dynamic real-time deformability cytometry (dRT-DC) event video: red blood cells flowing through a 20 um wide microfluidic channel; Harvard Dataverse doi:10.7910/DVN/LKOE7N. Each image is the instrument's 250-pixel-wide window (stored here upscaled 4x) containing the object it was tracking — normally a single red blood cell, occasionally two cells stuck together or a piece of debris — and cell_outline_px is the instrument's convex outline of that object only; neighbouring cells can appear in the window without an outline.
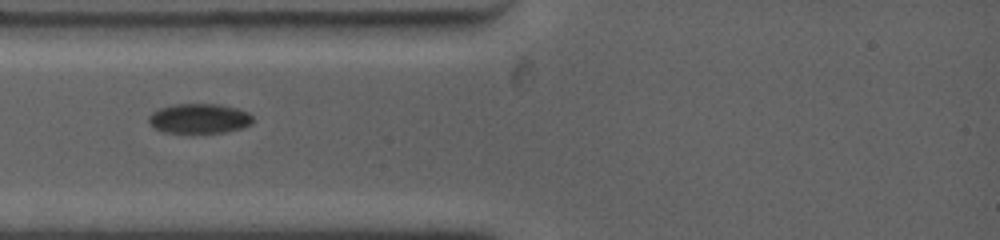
{"species": "common noctule bat (a hibernating species)", "species_latin": "Nyctalus noctula", "temperature_condition": "warm", "stored_images_in_passage": 49, "camera_frame_rate_fps": 4500, "um_per_image_px": 0.085, "animal": {"sex": "female", "body_mass_g": 19.0, "forearm_length_mm": 53.3}, "frame": {"image": 1, "passage_image": 1, "time_ms": 0.0, "image_size_px": [1000, 240], "cell_outline_px": [[252, 124], [244, 128], [224, 132], [164, 132], [156, 128], [148, 120], [148, 116], [152, 112], [160, 108], [172, 104], [220, 104], [236, 108], [248, 112], [252, 116]], "centroid_in_image_um": [16.96, 10.06], "position_along_channel_um": 68.0, "area_um2": 17.98}}
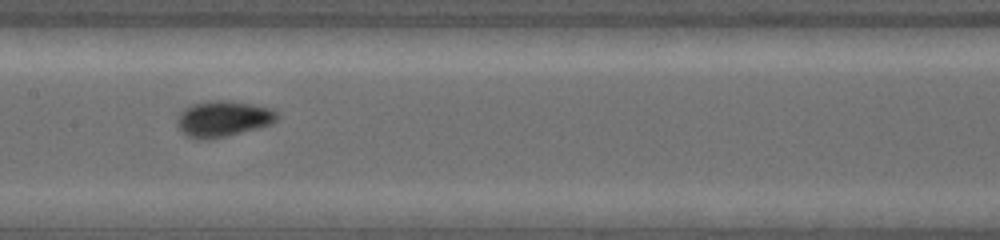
{"frame": {"image": 2, "passage_image": 8, "time_ms": 3.111, "image_size_px": [1000, 240], "cell_outline_px": [[280, 116], [272, 124], [228, 136], [200, 140], [196, 140], [180, 132], [176, 124], [176, 116], [184, 108], [192, 104], [208, 100], [228, 100], [252, 104], [272, 108]], "centroid_in_image_um": [18.93, 10.09], "position_along_channel_um": 188.5, "area_um2": 21.33}}
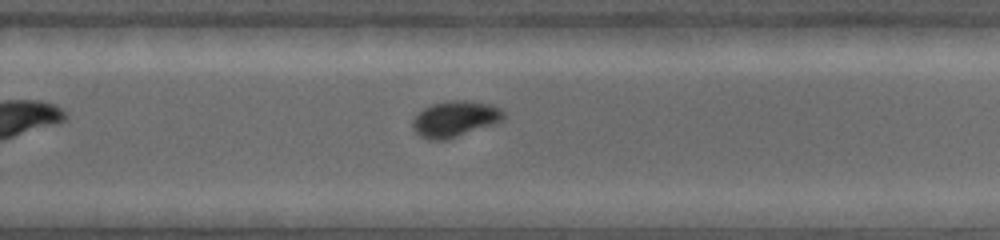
{"frame": {"image": 3, "passage_image": 20, "time_ms": 5.778, "image_size_px": [1000, 240], "cell_outline_px": [[504, 120], [496, 124], [444, 140], [428, 140], [420, 136], [412, 128], [412, 120], [424, 108], [432, 104], [452, 100], [464, 100], [488, 104], [500, 108], [504, 112]], "centroid_in_image_um": [38.68, 10.12], "position_along_channel_um": 291.1, "area_um2": 18.96}}